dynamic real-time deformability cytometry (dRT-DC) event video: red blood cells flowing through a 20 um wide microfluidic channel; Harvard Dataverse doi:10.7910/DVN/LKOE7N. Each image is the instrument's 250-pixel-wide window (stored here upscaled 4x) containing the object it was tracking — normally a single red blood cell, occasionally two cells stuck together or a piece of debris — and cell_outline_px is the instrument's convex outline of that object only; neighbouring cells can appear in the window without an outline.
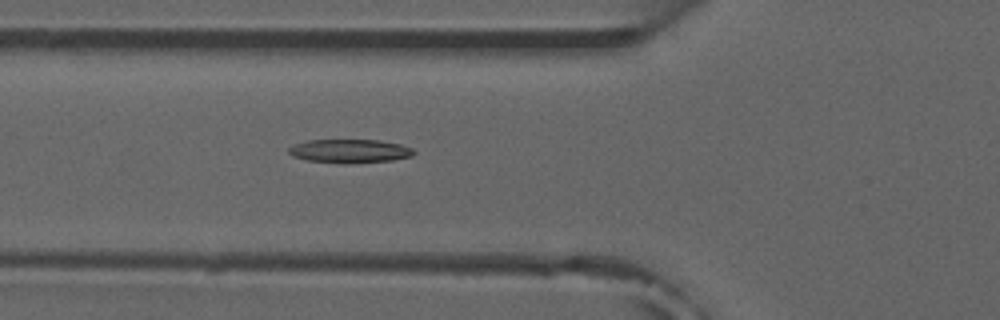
{"species": "common noctule bat (a hibernating species)", "species_latin": "Nyctalus noctula", "temperature_condition": "room temperature", "stored_images_in_passage": 5, "camera_frame_rate_fps": 3000, "um_per_image_px": 0.085, "animal": {"sex": "male", "forearm_length_mm": 52.5}, "frame": {"image": 1, "passage_image": 5, "time_ms": 5.333, "image_size_px": [1000, 320], "cell_outline_px": [[416, 152], [412, 156], [392, 160], [348, 164], [308, 160], [292, 156], [288, 152], [288, 148], [296, 144], [308, 140], [380, 140], [400, 144], [412, 148]], "centroid_in_image_um": [29.75, 12.84], "position_along_channel_um": 96.0, "area_um2": 17.22}}